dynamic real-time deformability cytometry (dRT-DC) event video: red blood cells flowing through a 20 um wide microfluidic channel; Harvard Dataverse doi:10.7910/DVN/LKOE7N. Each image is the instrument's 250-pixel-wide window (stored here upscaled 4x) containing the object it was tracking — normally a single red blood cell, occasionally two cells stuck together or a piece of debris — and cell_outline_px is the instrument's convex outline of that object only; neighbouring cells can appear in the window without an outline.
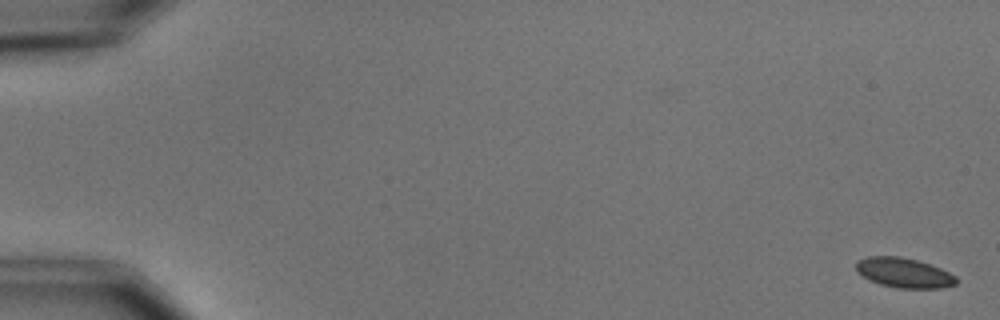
{"species": "common noctule bat (a hibernating species)", "species_latin": "Nyctalus noctula", "temperature_condition": "cold", "stored_images_in_passage": 57, "camera_frame_rate_fps": 3000, "um_per_image_px": 0.085, "animal": {"sex": "male", "body_mass_g": 15.6}, "frame": {"image": 1, "passage_image": 1, "time_ms": 0.0, "image_size_px": [1000, 320], "cell_outline_px": [[956, 284], [944, 288], [896, 288], [880, 284], [868, 280], [856, 272], [856, 260], [868, 256], [900, 256], [916, 260], [940, 268], [956, 276]], "centroid_in_image_um": [76.79, 23.19], "position_along_channel_um": 8.2, "area_um2": 17.51}}
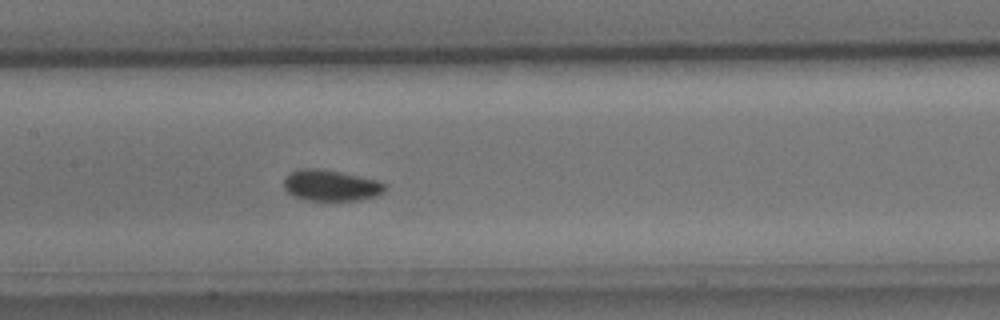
{"frame": {"image": 2, "passage_image": 28, "time_ms": 9.0, "image_size_px": [1000, 320], "cell_outline_px": [[384, 192], [376, 196], [360, 200], [304, 200], [292, 196], [284, 188], [284, 176], [288, 172], [304, 168], [320, 168], [340, 172], [376, 180], [384, 184]], "centroid_in_image_um": [28.06, 15.76], "position_along_channel_um": 179.3, "area_um2": 18.32}}
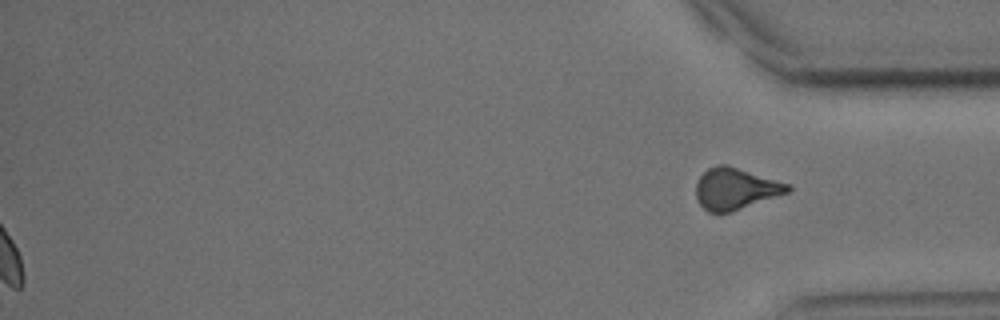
{"frame": {"image": 3, "passage_image": 57, "time_ms": 18.667, "image_size_px": [1000, 320], "cell_outline_px": [[792, 188], [788, 192], [732, 212], [708, 212], [696, 200], [696, 184], [700, 176], [708, 168], [716, 164], [728, 164], [792, 184]], "centroid_in_image_um": [62.53, 16.02], "position_along_channel_um": 372.7, "area_um2": 22.43}, "authors_computed_cell_mechanics": {"area_um2": 17.7446, "velocity_mm_per_s": 3.6587, "shape_relaxation_time_tau1_ms": 2.504, "shape_relaxation_time_tau2_ms": null, "deformation_change_tau1": 0.0525, "deformation_change_tau2": null}}